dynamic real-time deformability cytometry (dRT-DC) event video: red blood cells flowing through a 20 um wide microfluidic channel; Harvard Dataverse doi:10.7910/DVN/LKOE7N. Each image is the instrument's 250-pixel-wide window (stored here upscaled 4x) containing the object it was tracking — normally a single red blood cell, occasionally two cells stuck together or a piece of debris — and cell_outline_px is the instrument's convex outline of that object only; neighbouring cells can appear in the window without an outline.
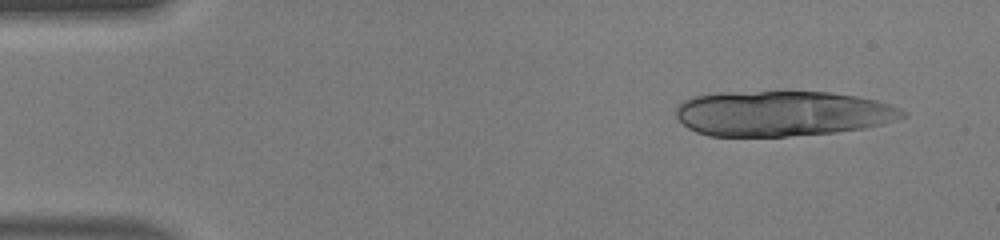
{"species": "human", "species_latin": "Homo sapiens", "temperature_condition": "warm", "stored_images_in_passage": 17, "camera_frame_rate_fps": 3000, "um_per_image_px": 0.085, "donor": {"sex": "male"}, "frame": {"image": 1, "passage_image": 3, "time_ms": 0.667, "image_size_px": [1000, 240], "cell_outline_px": [[908, 112], [904, 116], [884, 124], [864, 128], [836, 132], [788, 136], [708, 136], [696, 132], [688, 128], [676, 116], [676, 108], [684, 100], [692, 96], [716, 92], [828, 92], [856, 96], [876, 100], [900, 108]], "centroid_in_image_um": [66.47, 9.64], "position_along_channel_um": 18.5, "area_um2": 59.94}}